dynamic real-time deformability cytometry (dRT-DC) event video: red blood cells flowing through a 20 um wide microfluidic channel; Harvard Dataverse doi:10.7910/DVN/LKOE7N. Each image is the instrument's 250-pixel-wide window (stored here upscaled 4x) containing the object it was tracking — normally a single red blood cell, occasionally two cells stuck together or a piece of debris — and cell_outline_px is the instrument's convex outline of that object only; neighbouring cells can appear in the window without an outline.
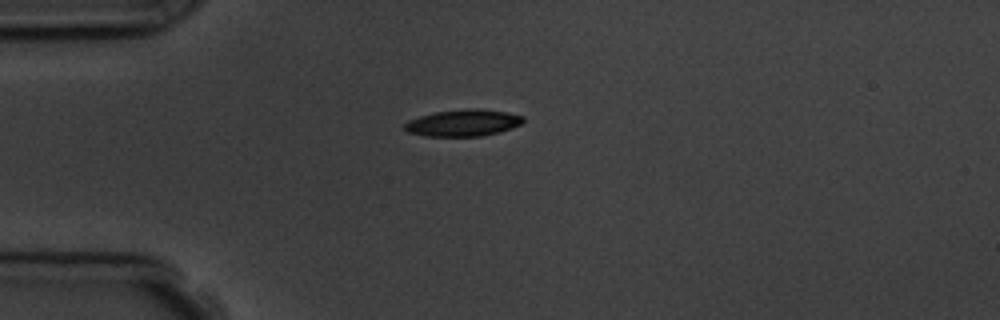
{"species": "common noctule bat (a hibernating species)", "species_latin": "Nyctalus noctula", "temperature_condition": "room temperature", "stored_images_in_passage": 7, "camera_frame_rate_fps": 3000, "um_per_image_px": 0.085, "animal": {"sex": "male", "body_mass_g": 19.5, "forearm_length_mm": 54.6}, "frame": {"image": 1, "passage_image": 1, "time_ms": 0.0, "image_size_px": [1000, 320], "cell_outline_px": [[524, 120], [520, 124], [512, 128], [500, 132], [480, 136], [424, 136], [408, 132], [404, 128], [404, 124], [408, 120], [420, 116], [436, 112], [468, 108], [480, 108], [508, 112], [524, 116]], "centroid_in_image_um": [39.38, 10.44], "position_along_channel_um": 45.6, "area_um2": 18.55}}